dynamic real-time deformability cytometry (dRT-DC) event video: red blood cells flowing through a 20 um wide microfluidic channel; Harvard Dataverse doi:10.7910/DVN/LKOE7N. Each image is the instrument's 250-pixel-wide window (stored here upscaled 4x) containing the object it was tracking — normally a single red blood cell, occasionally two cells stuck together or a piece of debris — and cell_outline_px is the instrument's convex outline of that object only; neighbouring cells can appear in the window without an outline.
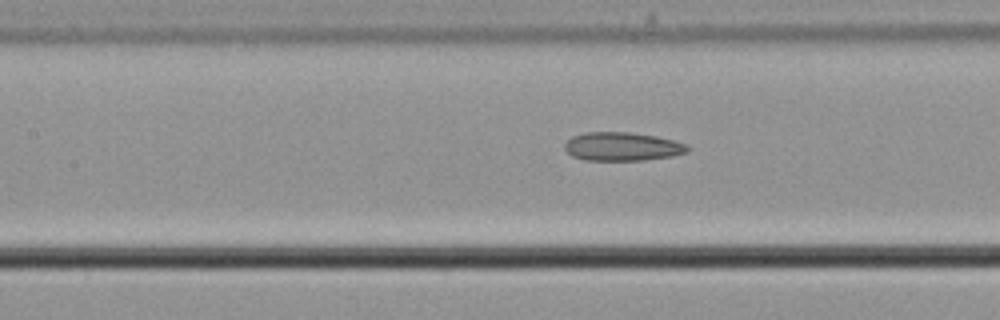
{"species": "common noctule bat (a hibernating species)", "species_latin": "Nyctalus noctula", "temperature_condition": "cold", "stored_images_in_passage": 17, "camera_frame_rate_fps": 3000, "um_per_image_px": 0.085, "animal": {"sex": "male", "body_mass_g": 21.5, "forearm_length_mm": 52.0}, "frame": {"image": 1, "passage_image": 8, "time_ms": 2.333, "image_size_px": [1000, 320], "cell_outline_px": [[688, 152], [672, 156], [644, 160], [584, 160], [572, 156], [564, 148], [564, 144], [572, 136], [584, 132], [632, 132], [656, 136], [688, 144]], "centroid_in_image_um": [52.88, 12.45], "position_along_channel_um": 154.5, "area_um2": 20.52}}
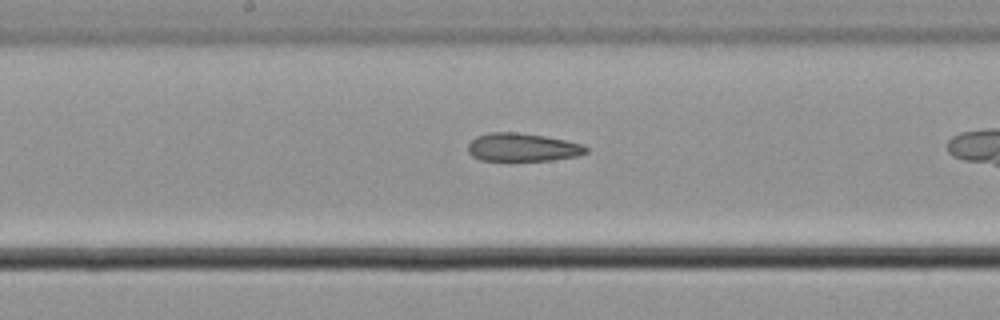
{"frame": {"image": 2, "passage_image": 12, "time_ms": 3.667, "image_size_px": [1000, 320], "cell_outline_px": [[588, 152], [580, 156], [552, 160], [480, 160], [472, 156], [468, 152], [468, 144], [476, 136], [488, 132], [516, 132], [544, 136], [564, 140], [580, 144], [588, 148]], "centroid_in_image_um": [44.4, 12.52], "position_along_channel_um": 203.8, "area_um2": 19.36}}
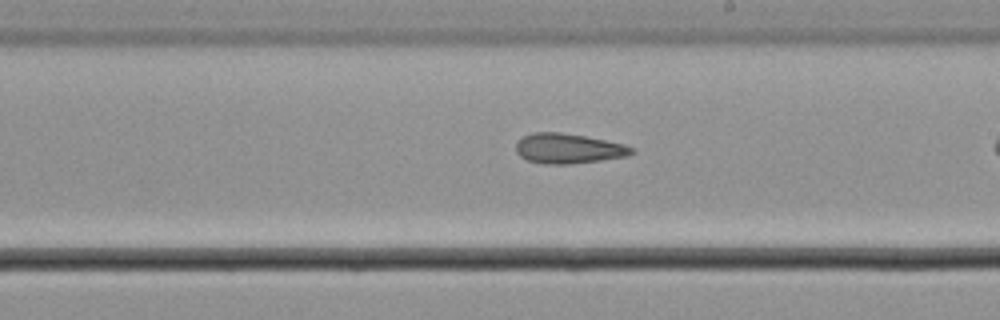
{"frame": {"image": 3, "passage_image": 15, "time_ms": 4.667, "image_size_px": [1000, 320], "cell_outline_px": [[636, 152], [628, 156], [600, 160], [568, 164], [544, 164], [528, 160], [520, 156], [516, 152], [516, 144], [524, 136], [532, 132], [560, 132], [584, 136], [624, 144], [636, 148]], "centroid_in_image_um": [48.34, 12.62], "position_along_channel_um": 240.7, "area_um2": 20.17}}